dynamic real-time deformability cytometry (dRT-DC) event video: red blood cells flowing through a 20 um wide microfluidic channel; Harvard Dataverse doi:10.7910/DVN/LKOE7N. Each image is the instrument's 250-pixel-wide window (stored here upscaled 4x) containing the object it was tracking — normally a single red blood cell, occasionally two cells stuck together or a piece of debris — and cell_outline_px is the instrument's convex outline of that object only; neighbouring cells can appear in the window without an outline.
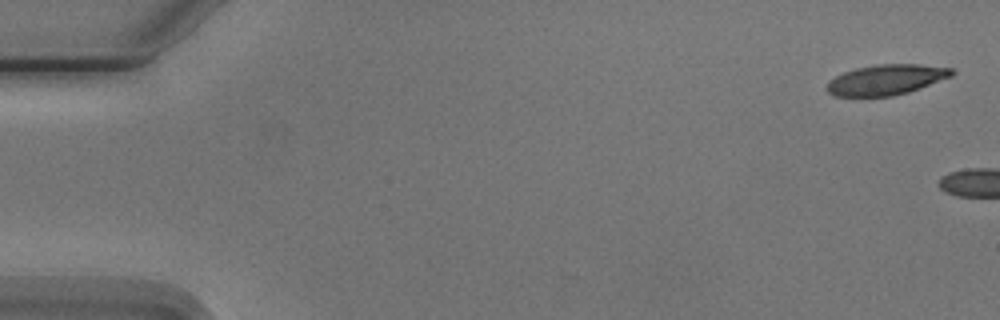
{"species": "Egyptian fruit bat (a non-hibernating species)", "species_latin": "Rousettus aegyptiacus", "temperature_condition": "cold", "stored_images_in_passage": 6, "camera_frame_rate_fps": 3000, "um_per_image_px": 0.085, "animal": {"sex": "male"}, "frame": {"image": 1, "passage_image": 1, "time_ms": 0.0, "image_size_px": [1000, 320], "cell_outline_px": [[956, 72], [952, 76], [920, 88], [908, 92], [892, 96], [832, 96], [828, 92], [828, 80], [844, 72], [856, 68], [876, 64], [920, 64], [956, 68]], "centroid_in_image_um": [75.37, 6.76], "position_along_channel_um": 9.6, "area_um2": 22.2}}